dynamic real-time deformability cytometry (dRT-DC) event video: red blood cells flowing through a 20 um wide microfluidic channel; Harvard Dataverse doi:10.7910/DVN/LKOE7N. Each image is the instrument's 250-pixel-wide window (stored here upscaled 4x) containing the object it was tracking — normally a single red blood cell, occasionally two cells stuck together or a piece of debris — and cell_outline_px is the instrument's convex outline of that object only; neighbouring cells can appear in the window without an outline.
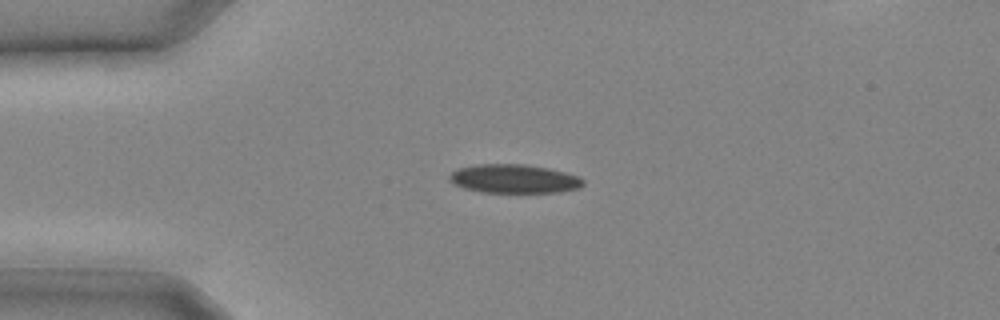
{"species": "common noctule bat (a hibernating species)", "species_latin": "Nyctalus noctula", "temperature_condition": "cold", "stored_images_in_passage": 6, "camera_frame_rate_fps": 3000, "um_per_image_px": 0.085, "animal": {"sex": "male", "body_mass_g": 20.4}, "frame": {"image": 1, "passage_image": 1, "time_ms": 0.0, "image_size_px": [1000, 320], "cell_outline_px": [[584, 184], [580, 188], [560, 192], [480, 192], [464, 188], [452, 184], [448, 180], [448, 176], [456, 168], [476, 164], [524, 164], [548, 168], [564, 172], [576, 176], [584, 180]], "centroid_in_image_um": [43.64, 15.19], "position_along_channel_um": 41.4, "area_um2": 22.54}}
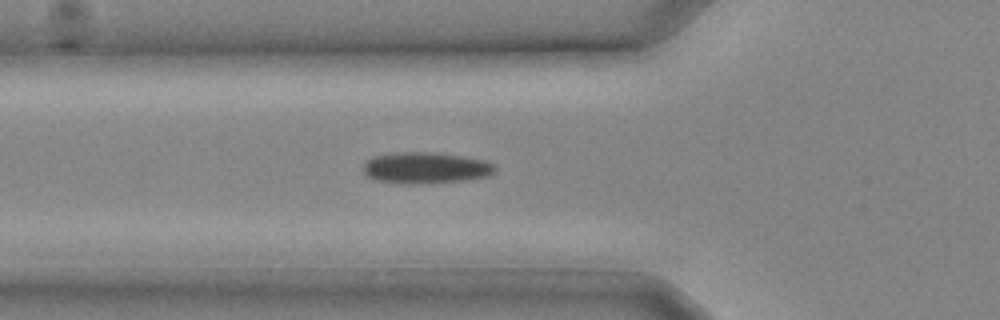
{"frame": {"image": 2, "passage_image": 4, "time_ms": 1.0, "image_size_px": [1000, 320], "cell_outline_px": [[496, 172], [488, 176], [464, 180], [428, 184], [404, 184], [376, 180], [368, 176], [364, 172], [364, 164], [372, 156], [392, 152], [432, 152], [464, 156], [484, 160], [496, 164]], "centroid_in_image_um": [36.21, 14.27], "position_along_channel_um": 89.6, "area_um2": 24.39}}
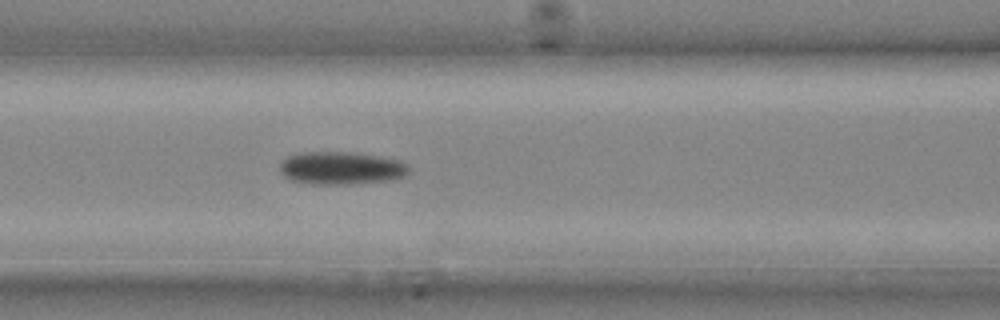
{"frame": {"image": 3, "passage_image": 6, "time_ms": 1.667, "image_size_px": [1000, 320], "cell_outline_px": [[408, 172], [404, 176], [392, 180], [348, 184], [312, 184], [292, 180], [284, 176], [280, 172], [280, 164], [288, 156], [304, 152], [356, 152], [380, 156], [400, 160], [408, 164]], "centroid_in_image_um": [29.02, 14.28], "position_along_channel_um": 137.6, "area_um2": 24.74}}